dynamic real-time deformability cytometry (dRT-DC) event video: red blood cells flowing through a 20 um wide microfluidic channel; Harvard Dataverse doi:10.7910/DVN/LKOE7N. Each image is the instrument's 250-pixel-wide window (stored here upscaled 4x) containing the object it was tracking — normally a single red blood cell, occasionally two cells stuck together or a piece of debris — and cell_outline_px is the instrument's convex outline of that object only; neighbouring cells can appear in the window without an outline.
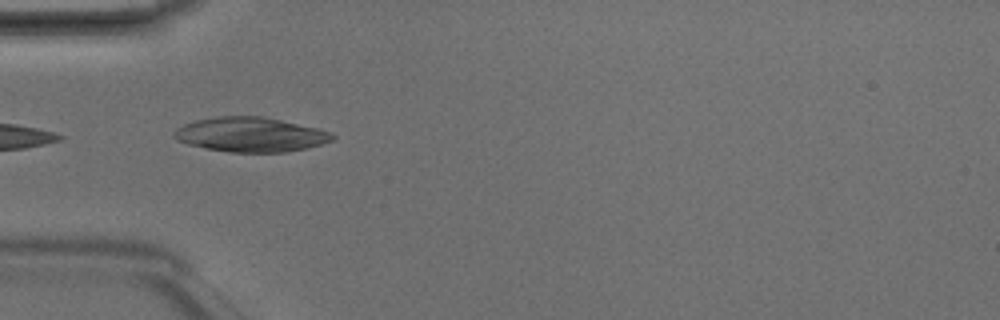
{"species": "Egyptian fruit bat (a non-hibernating species)", "species_latin": "Rousettus aegyptiacus", "temperature_condition": "room temperature", "stored_images_in_passage": 6, "camera_frame_rate_fps": 3000, "um_per_image_px": 0.085, "animal": {"sex": "male"}, "frame": {"image": 1, "passage_image": 5, "time_ms": 1.333, "image_size_px": [1000, 320], "cell_outline_px": [[336, 136], [332, 140], [320, 144], [304, 148], [284, 152], [228, 152], [188, 144], [176, 140], [172, 136], [172, 132], [176, 128], [184, 124], [196, 120], [220, 116], [264, 116], [316, 128], [332, 132]], "centroid_in_image_um": [21.26, 11.43], "position_along_channel_um": 63.7, "area_um2": 31.73}}